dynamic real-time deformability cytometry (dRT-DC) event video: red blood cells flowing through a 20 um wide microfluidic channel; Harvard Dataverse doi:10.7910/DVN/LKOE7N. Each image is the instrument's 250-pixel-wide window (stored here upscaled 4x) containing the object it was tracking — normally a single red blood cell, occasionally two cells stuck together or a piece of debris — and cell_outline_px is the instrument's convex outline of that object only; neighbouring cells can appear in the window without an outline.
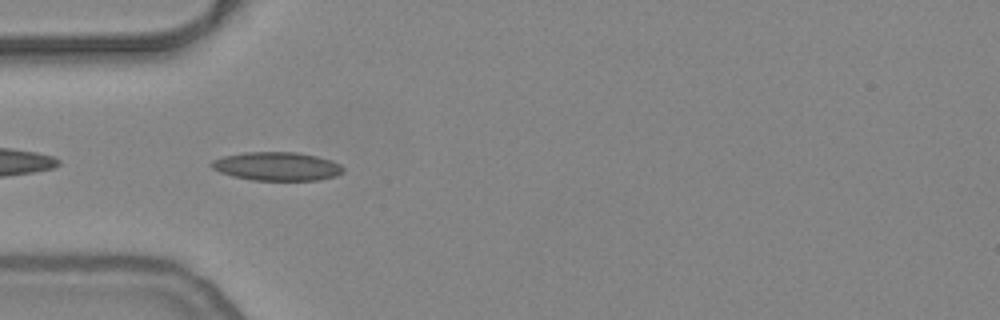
{"species": "common noctule bat (a hibernating species)", "species_latin": "Nyctalus noctula", "temperature_condition": "warm", "stored_images_in_passage": 6, "camera_frame_rate_fps": 3000, "um_per_image_px": 0.085, "animal": {"sex": "female", "body_mass_g": 24.6, "forearm_length_mm": 56.2}, "frame": {"image": 1, "passage_image": 2, "time_ms": 0.333, "image_size_px": [1000, 320], "cell_outline_px": [[344, 172], [336, 176], [316, 180], [252, 180], [232, 176], [220, 172], [212, 168], [208, 164], [212, 160], [224, 156], [244, 152], [296, 152], [316, 156], [332, 160], [340, 164], [344, 168]], "centroid_in_image_um": [23.53, 14.13], "position_along_channel_um": 61.5, "area_um2": 22.02}}